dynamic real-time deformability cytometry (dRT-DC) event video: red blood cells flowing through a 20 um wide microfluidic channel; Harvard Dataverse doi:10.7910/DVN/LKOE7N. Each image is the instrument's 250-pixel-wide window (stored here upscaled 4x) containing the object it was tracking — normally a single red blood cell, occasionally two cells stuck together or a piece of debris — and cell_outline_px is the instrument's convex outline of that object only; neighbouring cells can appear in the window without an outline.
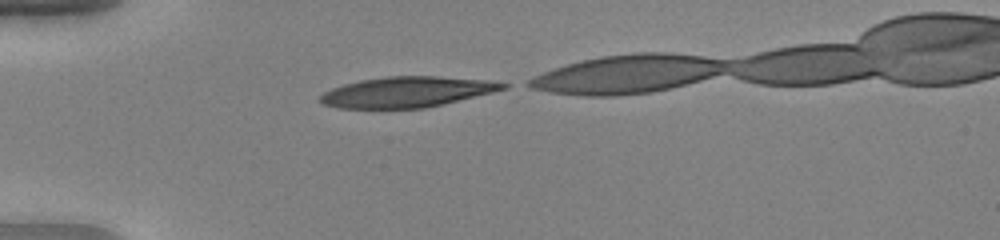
{"species": "human", "species_latin": "Homo sapiens", "temperature_condition": "warm", "stored_images_in_passage": 29, "camera_frame_rate_fps": 3000, "um_per_image_px": 0.085, "donor": {"sex": "female"}, "frame": {"image": 1, "passage_image": 1, "time_ms": 0.0, "image_size_px": [1000, 240], "cell_outline_px": [[512, 84], [508, 88], [444, 104], [424, 108], [336, 108], [320, 104], [316, 100], [324, 92], [332, 88], [344, 84], [360, 80], [388, 76], [436, 76], [492, 80]], "centroid_in_image_um": [34.59, 7.81], "position_along_channel_um": 50.4, "area_um2": 32.83}}
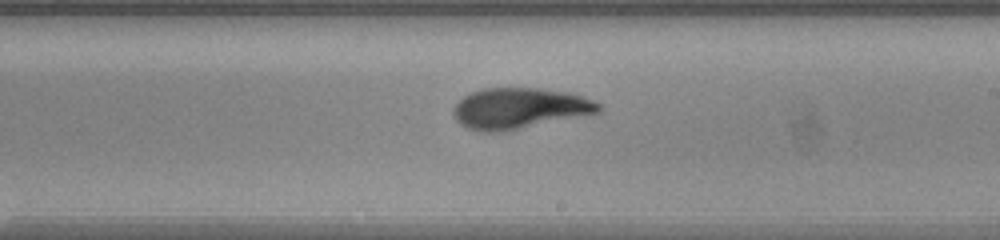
{"frame": {"image": 2, "passage_image": 17, "time_ms": 5.333, "image_size_px": [1000, 240], "cell_outline_px": [[600, 112], [504, 132], [480, 132], [468, 128], [460, 124], [456, 120], [452, 112], [452, 108], [464, 96], [472, 92], [484, 88], [536, 88], [568, 92], [592, 100], [600, 104]], "centroid_in_image_um": [44.11, 9.22], "position_along_channel_um": 244.9, "area_um2": 34.45}}
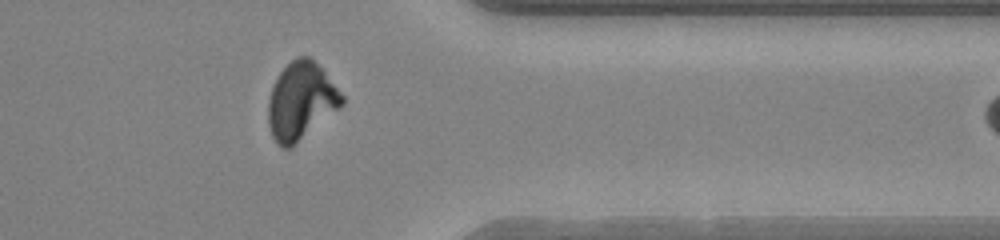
{"frame": {"image": 3, "passage_image": 28, "time_ms": 9.0, "image_size_px": [1000, 240], "cell_outline_px": [[344, 104], [340, 108], [292, 148], [284, 148], [276, 144], [272, 136], [268, 124], [268, 100], [272, 84], [280, 72], [296, 56], [308, 56], [324, 72], [344, 96]], "centroid_in_image_um": [25.56, 8.63], "position_along_channel_um": 385.8, "area_um2": 33.29}}